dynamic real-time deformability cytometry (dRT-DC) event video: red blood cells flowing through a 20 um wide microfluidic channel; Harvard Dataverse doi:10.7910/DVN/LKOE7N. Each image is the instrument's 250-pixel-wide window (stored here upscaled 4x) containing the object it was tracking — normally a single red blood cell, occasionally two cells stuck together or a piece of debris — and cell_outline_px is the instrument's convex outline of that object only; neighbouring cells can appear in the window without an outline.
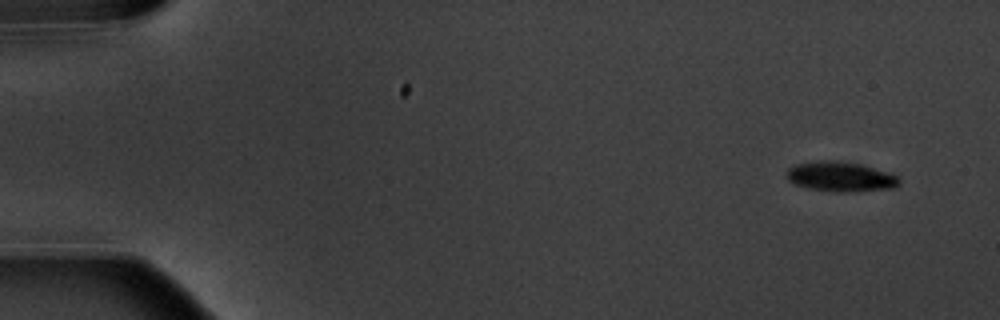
{"species": "common noctule bat (a hibernating species)", "species_latin": "Nyctalus noctula", "temperature_condition": "warm", "stored_images_in_passage": 5, "camera_frame_rate_fps": 3000, "um_per_image_px": 0.085, "animal": {"sex": "male", "body_mass_g": 20.1, "forearm_length_mm": 53.5}, "frame": {"image": 1, "passage_image": 1, "time_ms": 0.0, "image_size_px": [1000, 320], "cell_outline_px": [[900, 184], [896, 188], [856, 192], [836, 192], [808, 188], [792, 184], [788, 180], [784, 172], [788, 168], [796, 164], [816, 160], [836, 160], [860, 164], [892, 172], [900, 176]], "centroid_in_image_um": [71.48, 15.02], "position_along_channel_um": 13.5, "area_um2": 20.29}}
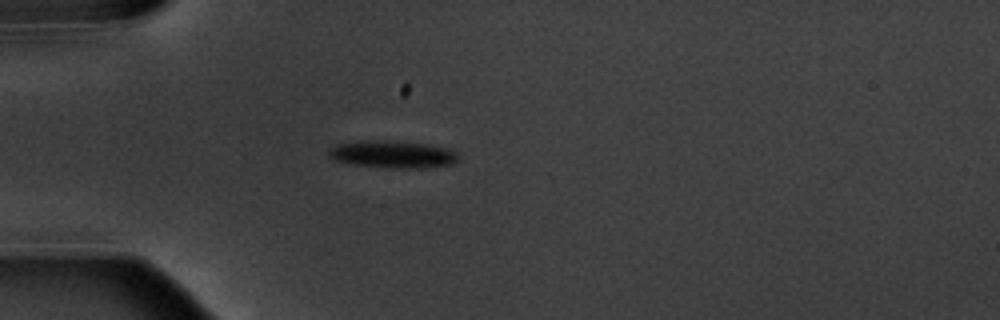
{"frame": {"image": 2, "passage_image": 4, "time_ms": 4.333, "image_size_px": [1000, 320], "cell_outline_px": [[460, 160], [452, 164], [424, 168], [400, 168], [352, 164], [336, 160], [328, 156], [328, 148], [340, 144], [360, 140], [396, 140], [428, 144], [448, 148], [456, 152], [460, 156]], "centroid_in_image_um": [33.42, 13.1], "position_along_channel_um": 51.6, "area_um2": 20.87}}